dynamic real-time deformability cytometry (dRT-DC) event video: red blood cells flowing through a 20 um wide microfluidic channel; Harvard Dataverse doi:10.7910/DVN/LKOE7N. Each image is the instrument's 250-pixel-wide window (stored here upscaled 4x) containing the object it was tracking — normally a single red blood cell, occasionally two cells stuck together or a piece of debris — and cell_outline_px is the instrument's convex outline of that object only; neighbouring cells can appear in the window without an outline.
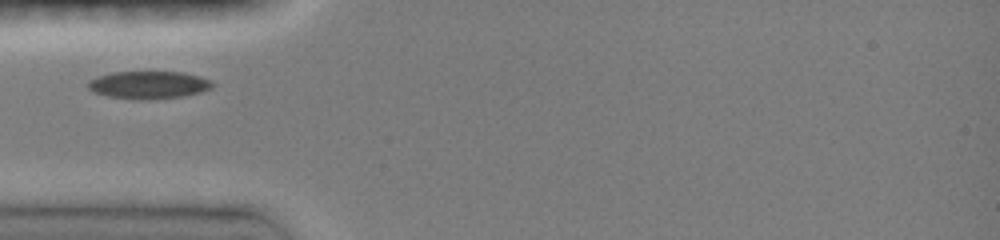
{"species": "common noctule bat (a hibernating species)", "species_latin": "Nyctalus noctula", "temperature_condition": "room temperature", "stored_images_in_passage": 27, "camera_frame_rate_fps": 3000, "um_per_image_px": 0.085, "animal": {"sex": "female", "body_mass_g": 19.0, "forearm_length_mm": 51.5}, "frame": {"image": 1, "passage_image": 1, "time_ms": 0.0, "image_size_px": [1000, 240], "cell_outline_px": [[216, 84], [212, 88], [200, 92], [184, 96], [144, 100], [140, 100], [108, 96], [92, 92], [88, 88], [88, 80], [112, 72], [184, 72], [200, 76], [212, 80]], "centroid_in_image_um": [12.67, 7.22], "position_along_channel_um": 72.3, "area_um2": 20.17}}
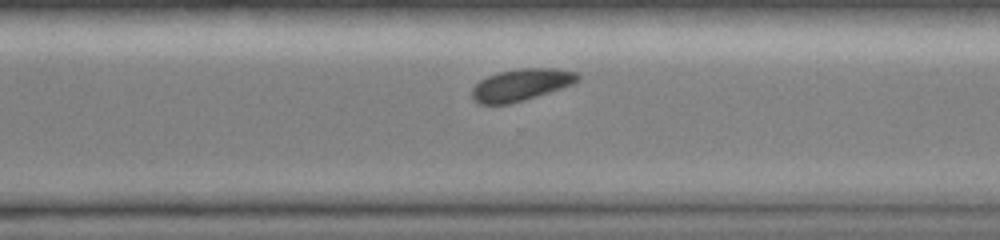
{"frame": {"image": 2, "passage_image": 20, "time_ms": 6.333, "image_size_px": [1000, 240], "cell_outline_px": [[580, 76], [572, 84], [524, 100], [508, 104], [480, 104], [472, 96], [472, 88], [480, 80], [488, 76], [500, 72], [520, 68], [556, 68], [576, 72]], "centroid_in_image_um": [44.28, 7.2], "position_along_channel_um": 326.3, "area_um2": 19.31}}
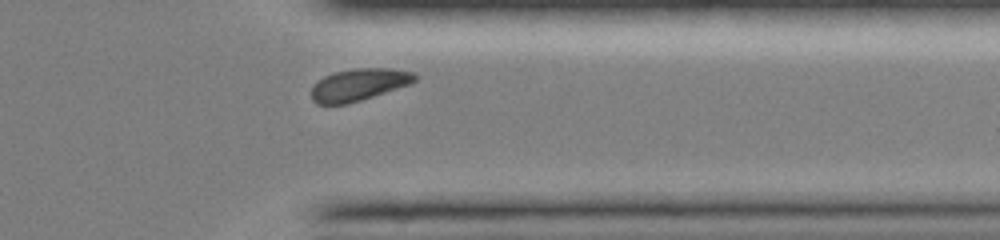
{"frame": {"image": 3, "passage_image": 24, "time_ms": 7.667, "image_size_px": [1000, 240], "cell_outline_px": [[416, 80], [408, 84], [348, 104], [316, 104], [312, 100], [312, 88], [324, 76], [332, 72], [356, 68], [392, 68], [416, 72]], "centroid_in_image_um": [30.5, 7.18], "position_along_channel_um": 380.9, "area_um2": 19.13}}